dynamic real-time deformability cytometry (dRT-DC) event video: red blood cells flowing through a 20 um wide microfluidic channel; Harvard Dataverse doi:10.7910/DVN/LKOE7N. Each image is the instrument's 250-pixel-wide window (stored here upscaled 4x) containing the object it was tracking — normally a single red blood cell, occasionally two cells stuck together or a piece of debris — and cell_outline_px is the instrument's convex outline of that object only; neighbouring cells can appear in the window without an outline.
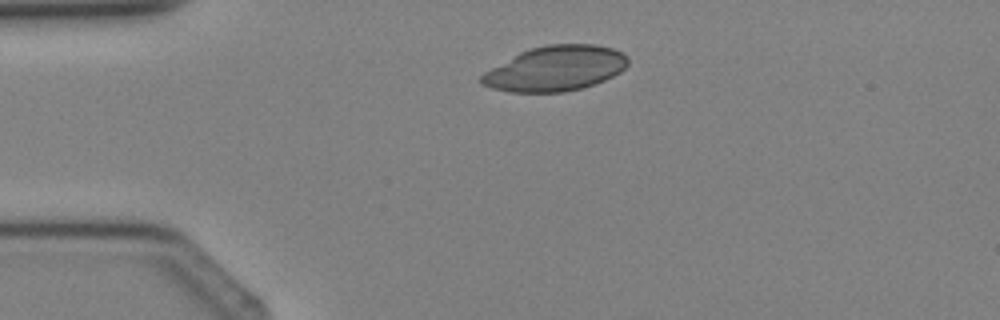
{"species": "Egyptian fruit bat (a non-hibernating species)", "species_latin": "Rousettus aegyptiacus", "temperature_condition": "cold", "stored_images_in_passage": 3, "camera_frame_rate_fps": 3000, "um_per_image_px": 0.085, "animal": {"sex": "female"}, "frame": {"image": 1, "passage_image": 2, "time_ms": 1.333, "image_size_px": [1000, 320], "cell_outline_px": [[628, 64], [620, 72], [604, 80], [580, 88], [564, 92], [508, 92], [492, 88], [480, 84], [480, 76], [484, 72], [520, 52], [532, 48], [548, 44], [596, 44], [612, 48], [628, 56]], "centroid_in_image_um": [47.2, 5.82], "position_along_channel_um": 37.8, "area_um2": 38.26}}